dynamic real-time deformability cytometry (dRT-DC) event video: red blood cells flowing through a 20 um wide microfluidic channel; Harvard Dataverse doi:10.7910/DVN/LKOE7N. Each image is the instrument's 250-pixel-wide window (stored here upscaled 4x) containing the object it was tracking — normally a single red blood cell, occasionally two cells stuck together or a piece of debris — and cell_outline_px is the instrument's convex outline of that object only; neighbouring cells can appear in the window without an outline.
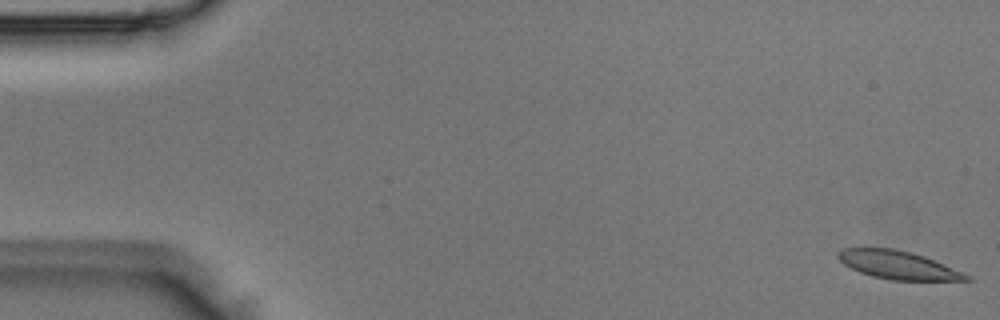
{"species": "Egyptian fruit bat (a non-hibernating species)", "species_latin": "Rousettus aegyptiacus", "temperature_condition": "room temperature", "stored_images_in_passage": 7, "camera_frame_rate_fps": 3000, "um_per_image_px": 0.085, "animal": {"sex": "male"}, "frame": {"image": 1, "passage_image": 1, "time_ms": 0.0, "image_size_px": [1000, 320], "cell_outline_px": [[972, 280], [892, 280], [872, 276], [860, 272], [844, 264], [836, 256], [844, 248], [892, 248], [912, 252], [924, 256], [944, 264], [972, 276]], "centroid_in_image_um": [76.36, 22.52], "position_along_channel_um": 8.6, "area_um2": 20.87}}
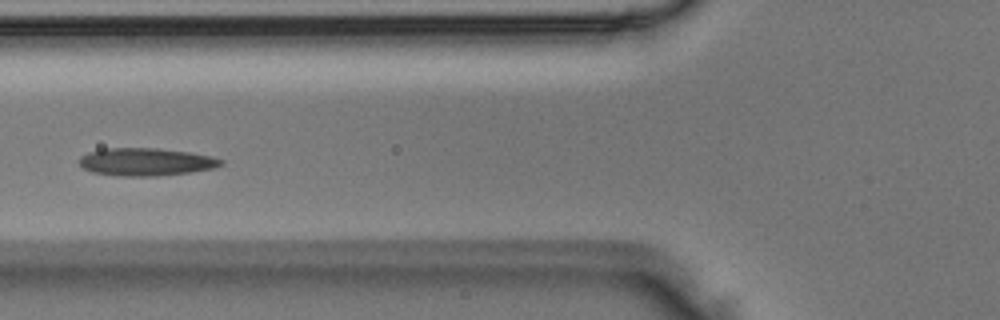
{"frame": {"image": 2, "passage_image": 6, "time_ms": 1.667, "image_size_px": [1000, 320], "cell_outline_px": [[224, 164], [216, 168], [188, 172], [156, 176], [116, 176], [92, 172], [84, 168], [76, 160], [80, 156], [88, 152], [104, 148], [156, 148], [188, 152], [208, 156], [224, 160]], "centroid_in_image_um": [12.36, 13.76], "position_along_channel_um": 113.4, "area_um2": 22.95}}
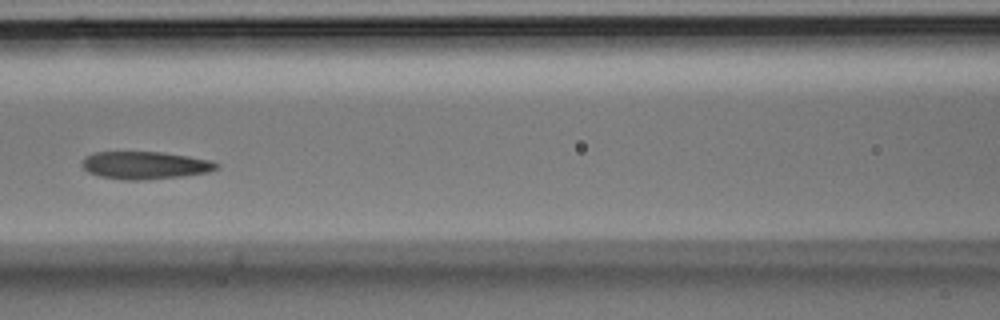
{"frame": {"image": 3, "passage_image": 7, "time_ms": 2.0, "image_size_px": [1000, 320], "cell_outline_px": [[220, 164], [216, 168], [208, 172], [184, 176], [144, 180], [124, 180], [100, 176], [88, 172], [80, 164], [84, 156], [96, 152], [164, 152], [212, 160]], "centroid_in_image_um": [12.32, 14.04], "position_along_channel_um": 154.3, "area_um2": 21.79}}